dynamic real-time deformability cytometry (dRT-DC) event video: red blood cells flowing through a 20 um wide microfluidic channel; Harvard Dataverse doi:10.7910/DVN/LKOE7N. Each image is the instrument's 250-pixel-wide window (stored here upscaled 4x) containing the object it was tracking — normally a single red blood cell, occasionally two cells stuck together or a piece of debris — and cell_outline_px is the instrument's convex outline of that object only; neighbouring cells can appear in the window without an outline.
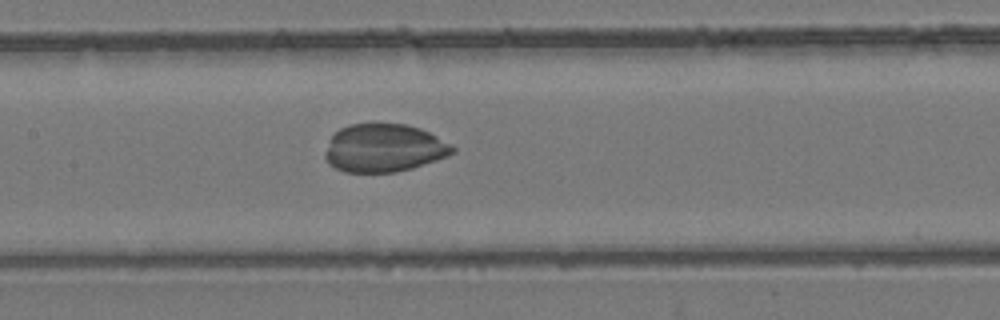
{"species": "common noctule bat (a hibernating species)", "species_latin": "Nyctalus noctula", "temperature_condition": "room temperature", "stored_images_in_passage": 7, "camera_frame_rate_fps": 3000, "um_per_image_px": 0.085, "animal": {"sex": "female", "body_mass_g": 24.6, "forearm_length_mm": 56.2}, "frame": {"image": 1, "passage_image": 7, "time_ms": 2.0, "image_size_px": [1000, 320], "cell_outline_px": [[456, 152], [448, 156], [412, 168], [396, 172], [344, 172], [328, 164], [324, 156], [324, 152], [332, 136], [340, 128], [348, 124], [408, 124], [420, 128], [452, 144], [456, 148]], "centroid_in_image_um": [32.64, 12.59], "position_along_channel_um": 174.8, "area_um2": 35.78}}